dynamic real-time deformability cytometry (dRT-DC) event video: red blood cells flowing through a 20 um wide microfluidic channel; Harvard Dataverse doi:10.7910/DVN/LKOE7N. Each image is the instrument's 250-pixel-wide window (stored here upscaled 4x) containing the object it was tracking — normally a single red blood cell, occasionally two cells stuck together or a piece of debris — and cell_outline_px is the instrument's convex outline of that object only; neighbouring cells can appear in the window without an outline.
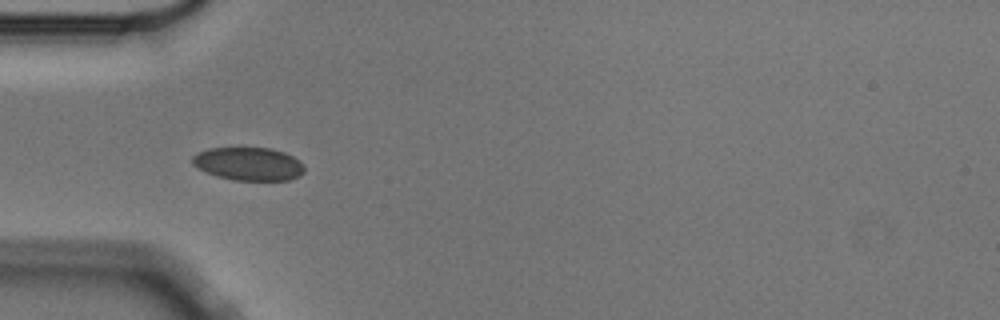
{"species": "Egyptian fruit bat (a non-hibernating species)", "species_latin": "Rousettus aegyptiacus", "temperature_condition": "cold", "stored_images_in_passage": 5, "camera_frame_rate_fps": 3000, "um_per_image_px": 0.085, "animal": {"sex": "male"}, "frame": {"image": 1, "passage_image": 4, "time_ms": 1.0, "image_size_px": [1000, 320], "cell_outline_px": [[304, 172], [300, 176], [288, 180], [232, 180], [216, 176], [196, 168], [192, 164], [192, 156], [196, 152], [208, 148], [272, 148], [284, 152], [292, 156], [304, 164]], "centroid_in_image_um": [21.1, 13.93], "position_along_channel_um": 63.9, "area_um2": 21.85}}
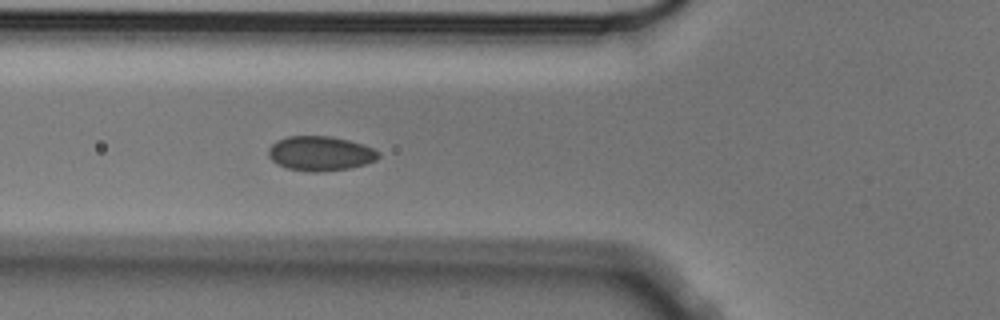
{"frame": {"image": 2, "passage_image": 5, "time_ms": 1.333, "image_size_px": [1000, 320], "cell_outline_px": [[380, 156], [376, 160], [364, 164], [348, 168], [320, 172], [312, 172], [288, 168], [272, 160], [268, 156], [268, 148], [276, 140], [288, 136], [332, 136], [348, 140], [372, 148], [380, 152]], "centroid_in_image_um": [27.21, 13.03], "position_along_channel_um": 98.6, "area_um2": 22.02}}